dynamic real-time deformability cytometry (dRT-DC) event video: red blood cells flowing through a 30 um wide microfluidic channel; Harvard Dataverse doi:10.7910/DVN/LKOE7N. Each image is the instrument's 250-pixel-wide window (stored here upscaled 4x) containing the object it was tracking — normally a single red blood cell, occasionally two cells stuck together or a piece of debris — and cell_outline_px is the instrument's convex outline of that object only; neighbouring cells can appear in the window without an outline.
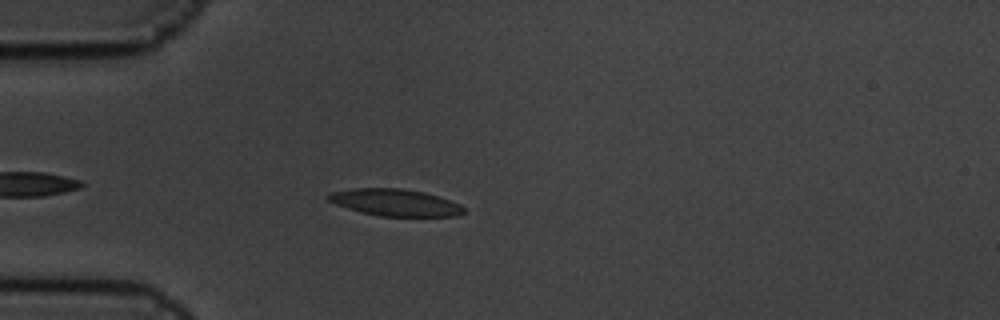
{"species": "common noctule bat (a hibernating species)", "species_latin": "Nyctalus noctula", "temperature_condition": "cold", "stored_images_in_passage": 2, "camera_frame_rate_fps": 3000, "um_per_image_px": 0.085, "animal": {"sex": "male", "body_mass_g": 19.5, "forearm_length_mm": 54.6}, "frame": {"image": 1, "passage_image": 2, "time_ms": 0.333, "image_size_px": [1000, 320], "cell_outline_px": [[464, 212], [456, 216], [380, 216], [360, 212], [336, 204], [328, 200], [324, 196], [328, 192], [352, 188], [400, 188], [424, 192], [440, 196], [460, 204], [464, 208]], "centroid_in_image_um": [33.55, 17.2], "position_along_channel_um": 51.4, "area_um2": 21.39}}